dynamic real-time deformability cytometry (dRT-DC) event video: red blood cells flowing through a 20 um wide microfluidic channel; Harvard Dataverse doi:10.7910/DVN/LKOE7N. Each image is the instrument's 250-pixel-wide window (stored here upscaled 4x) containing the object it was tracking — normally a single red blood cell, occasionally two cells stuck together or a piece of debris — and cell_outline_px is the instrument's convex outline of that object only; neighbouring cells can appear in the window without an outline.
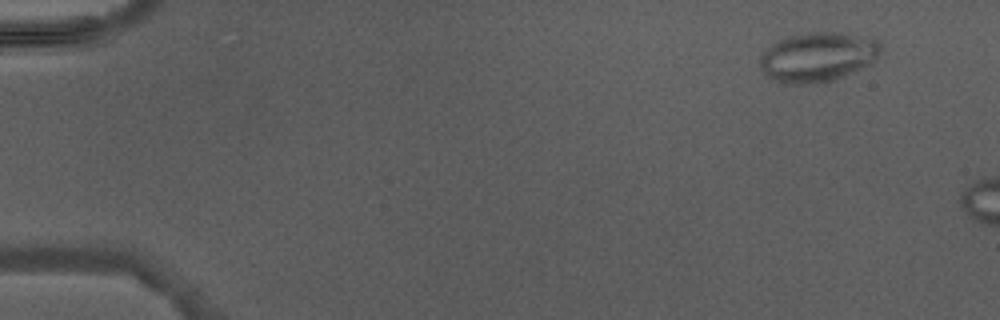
{"species": "Egyptian fruit bat (a non-hibernating species)", "species_latin": "Rousettus aegyptiacus", "temperature_condition": "warm", "stored_images_in_passage": 3, "camera_frame_rate_fps": 3000, "um_per_image_px": 0.085, "animal": {"sex": "male"}, "frame": {"image": 1, "passage_image": 1, "time_ms": 0.0, "image_size_px": [1000, 320], "cell_outline_px": [[880, 52], [876, 60], [860, 68], [840, 76], [828, 80], [808, 84], [788, 84], [772, 80], [764, 72], [760, 64], [760, 60], [764, 52], [772, 44], [788, 36], [812, 32], [836, 32], [872, 36], [880, 40]], "centroid_in_image_um": [69.54, 4.81], "position_along_channel_um": 15.5, "area_um2": 34.51}}